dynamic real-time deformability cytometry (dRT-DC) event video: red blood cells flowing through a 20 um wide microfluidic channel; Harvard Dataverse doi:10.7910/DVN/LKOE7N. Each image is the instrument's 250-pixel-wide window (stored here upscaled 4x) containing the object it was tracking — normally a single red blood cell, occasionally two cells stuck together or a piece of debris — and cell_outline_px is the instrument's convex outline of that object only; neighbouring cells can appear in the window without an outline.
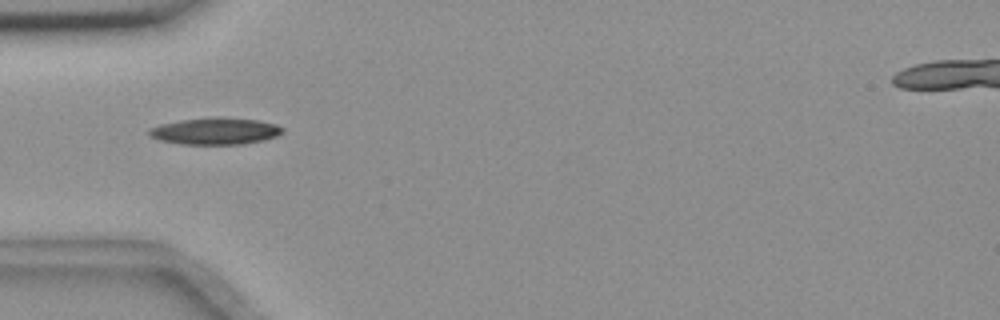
{"species": "common noctule bat (a hibernating species)", "species_latin": "Nyctalus noctula", "temperature_condition": "room temperature", "stored_images_in_passage": 1, "camera_frame_rate_fps": 3000, "um_per_image_px": 0.085, "animal": {"sex": "female", "body_mass_g": 18.4}, "frame": {"image": 1, "passage_image": 1, "time_ms": 0.0, "image_size_px": [1000, 320], "cell_outline_px": [[284, 132], [276, 136], [264, 140], [244, 144], [180, 144], [160, 140], [152, 136], [148, 132], [148, 128], [160, 124], [180, 120], [220, 116], [256, 120], [276, 124], [284, 128]], "centroid_in_image_um": [18.31, 11.14], "position_along_channel_um": 66.7, "area_um2": 20.92}}